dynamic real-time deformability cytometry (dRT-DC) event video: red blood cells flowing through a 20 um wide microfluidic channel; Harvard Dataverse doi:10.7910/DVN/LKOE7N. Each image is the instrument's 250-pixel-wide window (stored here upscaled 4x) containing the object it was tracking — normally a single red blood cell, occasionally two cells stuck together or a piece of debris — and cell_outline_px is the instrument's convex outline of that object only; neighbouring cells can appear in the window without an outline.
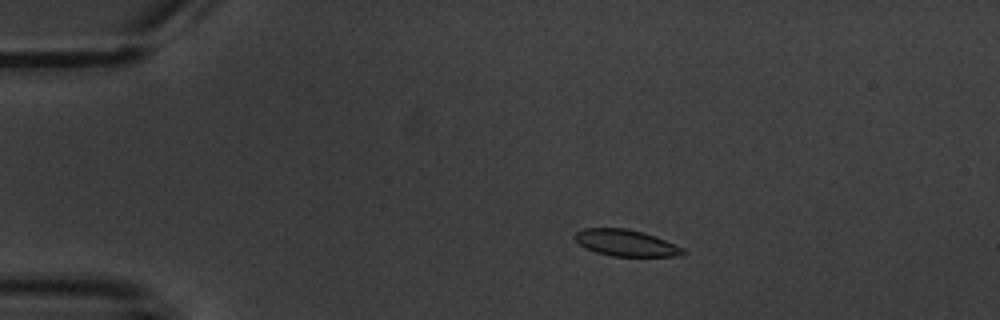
{"species": "common noctule bat (a hibernating species)", "species_latin": "Nyctalus noctula", "temperature_condition": "warm", "stored_images_in_passage": 6, "camera_frame_rate_fps": 3000, "um_per_image_px": 0.085, "animal": {"sex": "male", "body_mass_g": 20.1, "forearm_length_mm": 53.5}, "frame": {"image": 1, "passage_image": 2, "time_ms": 1.0, "image_size_px": [1000, 320], "cell_outline_px": [[688, 252], [684, 256], [612, 256], [596, 252], [580, 244], [572, 236], [576, 232], [584, 228], [624, 228], [644, 232], [656, 236], [684, 248]], "centroid_in_image_um": [53.26, 20.65], "position_along_channel_um": 31.7, "area_um2": 16.76}}
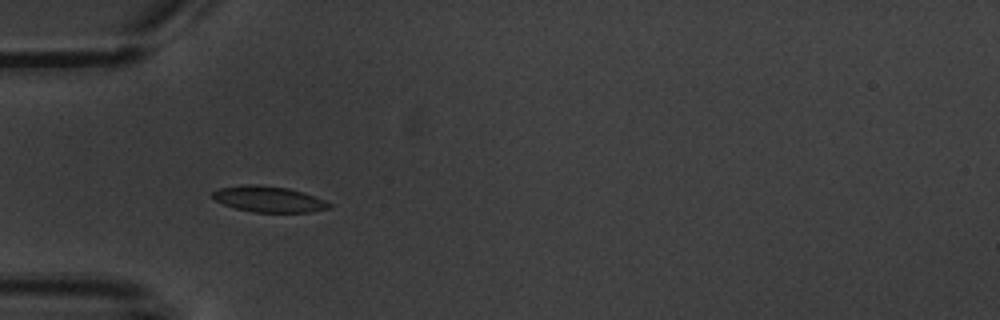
{"frame": {"image": 2, "passage_image": 4, "time_ms": 3.333, "image_size_px": [1000, 320], "cell_outline_px": [[332, 208], [312, 212], [252, 212], [236, 208], [224, 204], [216, 200], [212, 196], [212, 192], [220, 188], [244, 184], [252, 184], [288, 188], [304, 192], [324, 200], [332, 204]], "centroid_in_image_um": [22.88, 16.93], "position_along_channel_um": 62.1, "area_um2": 17.57}}
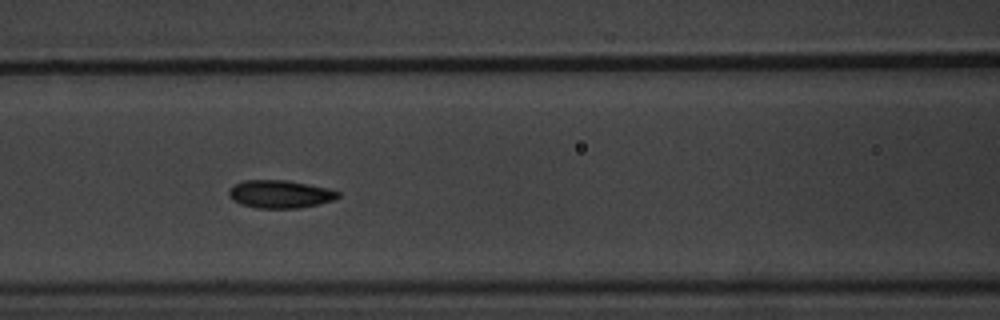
{"frame": {"image": 3, "passage_image": 6, "time_ms": 5.667, "image_size_px": [1000, 320], "cell_outline_px": [[340, 196], [332, 200], [320, 204], [296, 208], [256, 208], [240, 204], [232, 200], [228, 196], [228, 192], [236, 184], [244, 180], [288, 180], [328, 188], [340, 192]], "centroid_in_image_um": [23.8, 16.5], "position_along_channel_um": 142.8, "area_um2": 17.74}}